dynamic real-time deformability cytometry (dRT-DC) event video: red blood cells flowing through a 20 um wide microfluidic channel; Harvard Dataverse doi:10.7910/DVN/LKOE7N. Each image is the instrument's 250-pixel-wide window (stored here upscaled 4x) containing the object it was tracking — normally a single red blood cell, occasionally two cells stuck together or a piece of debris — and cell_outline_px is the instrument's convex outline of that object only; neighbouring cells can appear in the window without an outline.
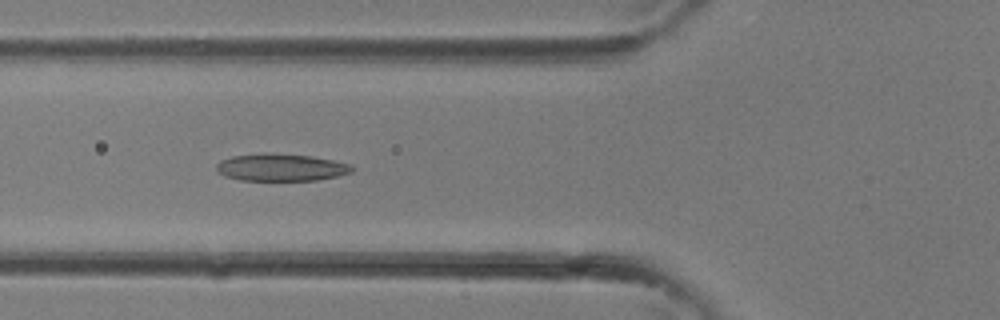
{"species": "common noctule bat (a hibernating species)", "species_latin": "Nyctalus noctula", "temperature_condition": "room temperature", "stored_images_in_passage": 33, "camera_frame_rate_fps": 3000, "um_per_image_px": 0.085, "animal": {"sex": "female"}, "frame": {"image": 1, "passage_image": 12, "time_ms": 3.667, "image_size_px": [1000, 320], "cell_outline_px": [[356, 168], [352, 172], [336, 176], [316, 180], [240, 180], [224, 176], [216, 168], [216, 164], [220, 160], [232, 156], [264, 152], [312, 156], [352, 164]], "centroid_in_image_um": [23.89, 14.22], "position_along_channel_um": 101.9, "area_um2": 21.68}}
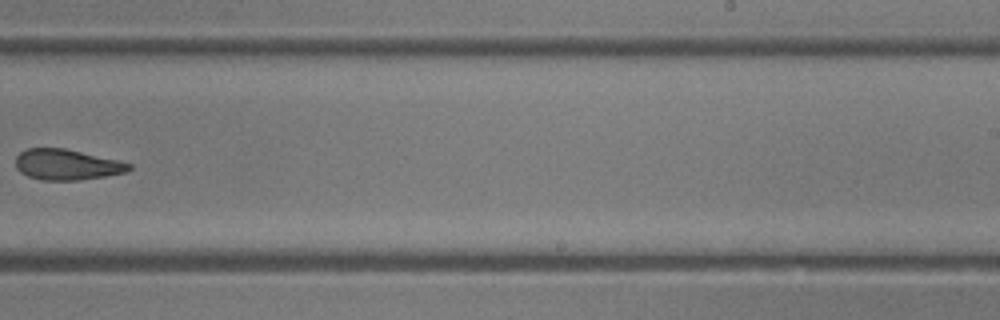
{"frame": {"image": 2, "passage_image": 21, "time_ms": 6.667, "image_size_px": [1000, 320], "cell_outline_px": [[132, 168], [124, 172], [104, 176], [76, 180], [40, 180], [28, 176], [20, 172], [16, 168], [16, 156], [20, 152], [28, 148], [64, 148], [116, 160], [132, 164]], "centroid_in_image_um": [5.63, 13.99], "position_along_channel_um": 283.4, "area_um2": 20.0}}
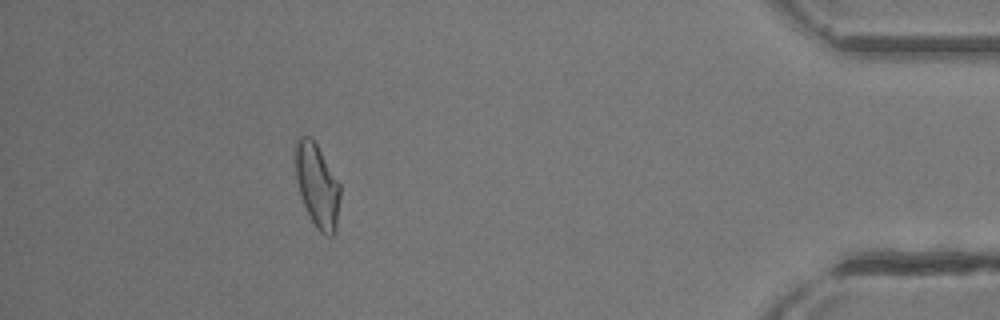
{"frame": {"image": 3, "passage_image": 30, "time_ms": 9.667, "image_size_px": [1000, 320], "cell_outline_px": [[340, 200], [336, 232], [332, 236], [328, 236], [320, 232], [316, 228], [300, 196], [296, 180], [296, 140], [300, 136], [308, 136], [316, 144], [340, 184]], "centroid_in_image_um": [26.98, 15.82], "position_along_channel_um": 408.2, "area_um2": 21.56}}